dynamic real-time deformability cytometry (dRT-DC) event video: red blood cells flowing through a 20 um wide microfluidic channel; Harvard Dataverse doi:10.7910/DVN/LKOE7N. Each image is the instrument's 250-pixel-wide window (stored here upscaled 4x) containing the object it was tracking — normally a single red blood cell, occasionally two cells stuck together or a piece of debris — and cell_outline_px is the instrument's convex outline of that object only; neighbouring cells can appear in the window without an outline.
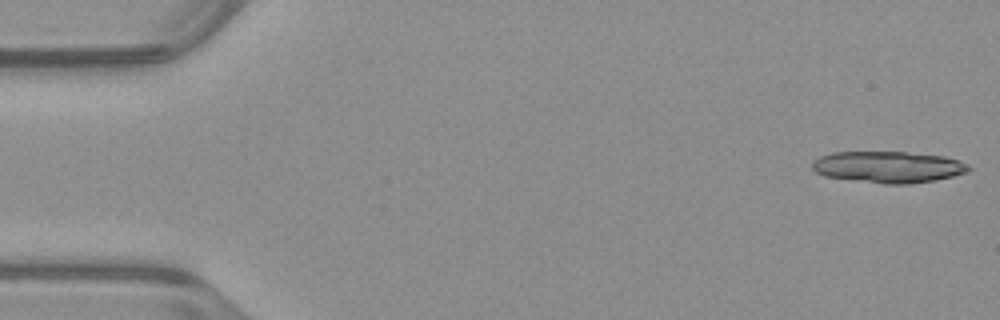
{"species": "common noctule bat (a hibernating species)", "species_latin": "Nyctalus noctula", "temperature_condition": "warm", "stored_images_in_passage": 20, "camera_frame_rate_fps": 3000, "um_per_image_px": 0.085, "animal": {"sex": "male", "body_mass_g": 23.1, "forearm_length_mm": 52.7}, "frame": {"image": 1, "passage_image": 1, "time_ms": 0.0, "image_size_px": [1000, 320], "cell_outline_px": [[972, 168], [968, 172], [952, 176], [932, 180], [908, 184], [884, 184], [824, 176], [816, 172], [812, 168], [812, 160], [820, 156], [832, 152], [904, 152], [944, 156], [968, 164]], "centroid_in_image_um": [75.47, 14.19], "position_along_channel_um": 9.5, "area_um2": 28.61}}
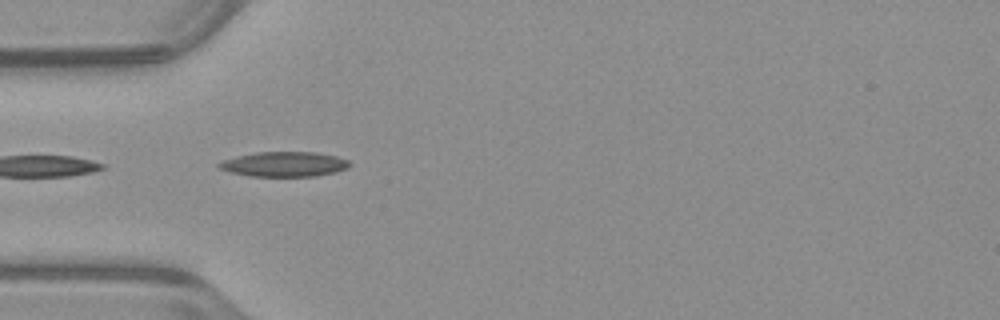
{"frame": {"image": 2, "passage_image": 16, "time_ms": 5.0, "image_size_px": [1000, 320], "cell_outline_px": [[352, 164], [348, 168], [336, 172], [316, 176], [252, 176], [232, 172], [220, 168], [216, 164], [224, 160], [236, 156], [256, 152], [316, 152], [336, 156], [348, 160]], "centroid_in_image_um": [24.21, 13.95], "position_along_channel_um": 60.8, "area_um2": 18.9}}